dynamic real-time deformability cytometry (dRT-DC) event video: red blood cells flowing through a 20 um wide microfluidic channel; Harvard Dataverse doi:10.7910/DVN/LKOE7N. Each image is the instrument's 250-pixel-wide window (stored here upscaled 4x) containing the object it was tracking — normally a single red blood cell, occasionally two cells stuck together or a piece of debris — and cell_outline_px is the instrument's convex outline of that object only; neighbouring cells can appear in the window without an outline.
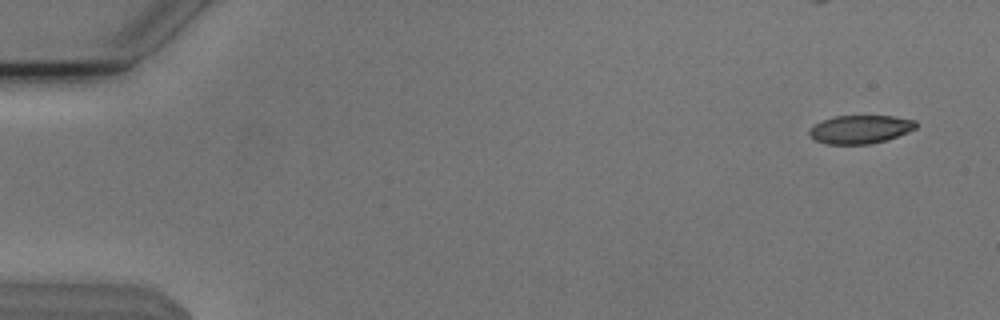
{"species": "Egyptian fruit bat (a non-hibernating species)", "species_latin": "Rousettus aegyptiacus", "temperature_condition": "cold", "stored_images_in_passage": 51, "camera_frame_rate_fps": 3000, "um_per_image_px": 0.085, "animal": {"sex": "male"}, "frame": {"image": 1, "passage_image": 1, "time_ms": 0.0, "image_size_px": [1000, 320], "cell_outline_px": [[916, 128], [896, 136], [884, 140], [868, 144], [828, 144], [812, 140], [808, 136], [808, 128], [824, 120], [836, 116], [892, 116], [916, 120]], "centroid_in_image_um": [73.06, 10.99], "position_along_channel_um": 11.9, "area_um2": 17.51}}
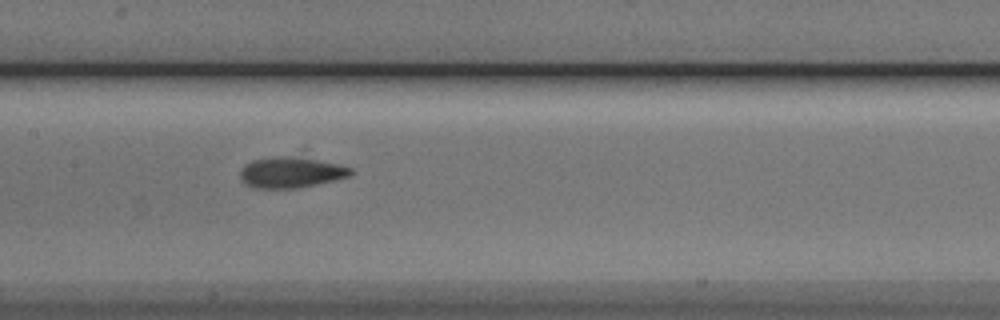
{"frame": {"image": 2, "passage_image": 25, "time_ms": 8.0, "image_size_px": [1000, 320], "cell_outline_px": [[352, 172], [348, 176], [332, 180], [292, 188], [256, 188], [248, 184], [240, 176], [240, 168], [244, 164], [252, 160], [280, 156], [316, 160], [340, 164], [352, 168]], "centroid_in_image_um": [24.69, 14.64], "position_along_channel_um": 182.7, "area_um2": 19.13}}
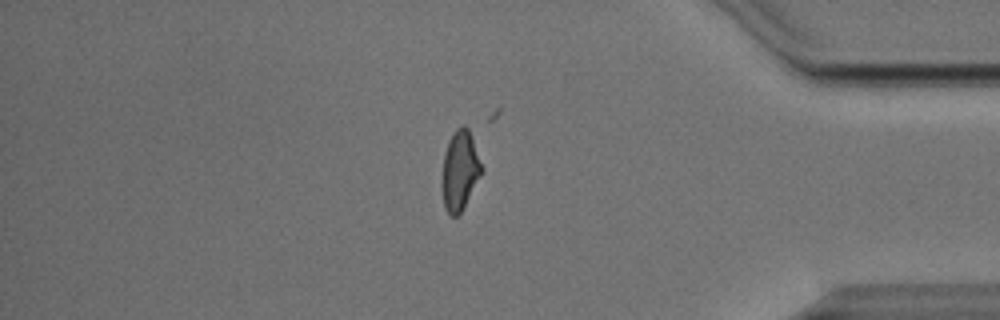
{"frame": {"image": 3, "passage_image": 44, "time_ms": 14.333, "image_size_px": [1000, 320], "cell_outline_px": [[484, 172], [460, 212], [456, 216], [452, 216], [444, 208], [440, 184], [444, 152], [448, 140], [456, 128], [464, 124], [468, 128], [484, 168]], "centroid_in_image_um": [39.08, 14.48], "position_along_channel_um": 396.1, "area_um2": 18.79}}